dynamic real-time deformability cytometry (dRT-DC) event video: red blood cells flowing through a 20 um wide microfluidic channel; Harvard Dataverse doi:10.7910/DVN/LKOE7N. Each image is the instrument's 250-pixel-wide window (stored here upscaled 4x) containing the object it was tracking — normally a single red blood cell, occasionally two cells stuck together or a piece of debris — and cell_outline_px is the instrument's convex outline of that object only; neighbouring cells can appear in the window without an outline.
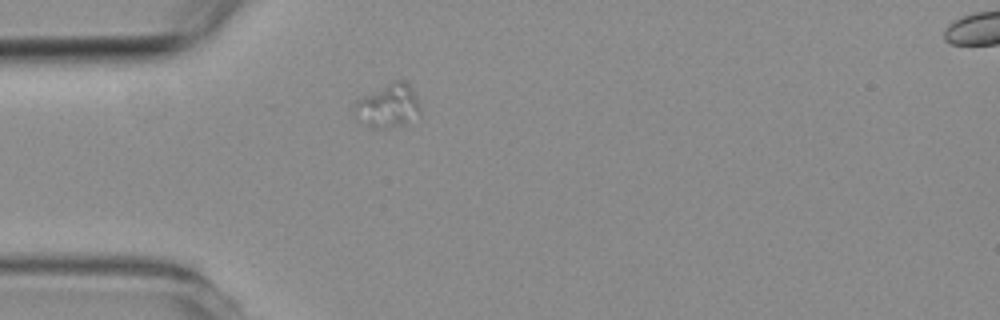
{"species": "common noctule bat (a hibernating species)", "species_latin": "Nyctalus noctula", "temperature_condition": "room temperature", "stored_images_in_passage": 5, "segment_of_instrument_passage": [2, 2], "camera_frame_rate_fps": 3000, "um_per_image_px": 0.085, "animal": {"sex": "female", "body_mass_g": 19.3, "forearm_length_mm": 54.1}, "frame": {"image": 1, "passage_image": 5, "time_ms": 5.333, "image_size_px": [1000, 320], "cell_outline_px": [[420, 116], [400, 124], [384, 128], [372, 128], [368, 124], [356, 108], [356, 100], [360, 96], [392, 80], [408, 80], [416, 96], [420, 112]], "centroid_in_image_um": [33.06, 8.9], "position_along_channel_um": 51.9, "area_um2": 16.18}}